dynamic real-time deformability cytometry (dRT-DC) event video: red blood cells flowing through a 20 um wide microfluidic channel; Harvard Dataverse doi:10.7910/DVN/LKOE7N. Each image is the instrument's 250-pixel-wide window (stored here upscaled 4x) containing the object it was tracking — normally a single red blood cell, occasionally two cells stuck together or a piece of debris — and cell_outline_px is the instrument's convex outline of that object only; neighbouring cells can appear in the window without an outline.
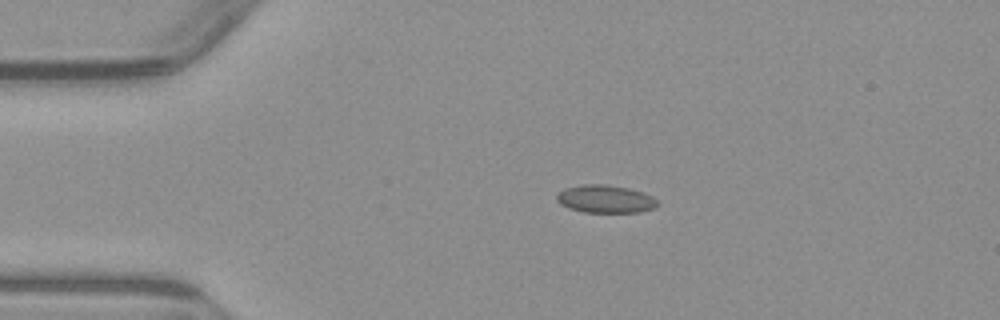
{"species": "common noctule bat (a hibernating species)", "species_latin": "Nyctalus noctula", "temperature_condition": "warm", "stored_images_in_passage": 4, "camera_frame_rate_fps": 3000, "um_per_image_px": 0.085, "animal": {"sex": "male", "body_mass_g": 23.1, "forearm_length_mm": 52.7}, "frame": {"image": 1, "passage_image": 3, "time_ms": 2.333, "image_size_px": [1000, 320], "cell_outline_px": [[660, 204], [656, 208], [640, 212], [584, 212], [568, 208], [560, 204], [556, 200], [556, 196], [564, 188], [584, 184], [608, 184], [628, 188], [644, 192], [652, 196]], "centroid_in_image_um": [51.48, 16.91], "position_along_channel_um": 33.5, "area_um2": 16.53}}